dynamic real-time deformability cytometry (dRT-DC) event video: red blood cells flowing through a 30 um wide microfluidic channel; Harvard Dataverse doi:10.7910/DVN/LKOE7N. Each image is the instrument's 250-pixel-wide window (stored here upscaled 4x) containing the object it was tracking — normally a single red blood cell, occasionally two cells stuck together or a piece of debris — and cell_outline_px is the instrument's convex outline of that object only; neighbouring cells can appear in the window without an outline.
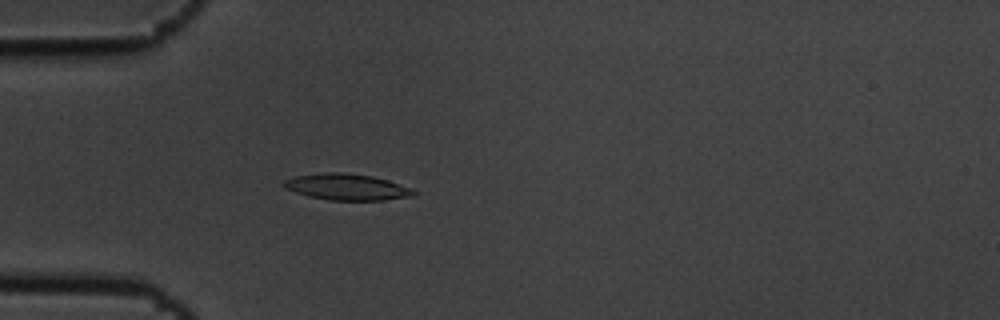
{"species": "common noctule bat (a hibernating species)", "species_latin": "Nyctalus noctula", "temperature_condition": "cold", "stored_images_in_passage": 4, "camera_frame_rate_fps": 3000, "um_per_image_px": 0.085, "animal": {"sex": "male", "body_mass_g": 19.5, "forearm_length_mm": 54.6}, "frame": {"image": 1, "passage_image": 4, "time_ms": 1.0, "image_size_px": [1000, 320], "cell_outline_px": [[416, 196], [384, 200], [328, 200], [308, 196], [284, 188], [280, 184], [284, 180], [296, 176], [324, 172], [344, 172], [372, 176], [388, 180], [408, 188], [416, 192]], "centroid_in_image_um": [29.44, 15.89], "position_along_channel_um": 55.6, "area_um2": 19.88}}